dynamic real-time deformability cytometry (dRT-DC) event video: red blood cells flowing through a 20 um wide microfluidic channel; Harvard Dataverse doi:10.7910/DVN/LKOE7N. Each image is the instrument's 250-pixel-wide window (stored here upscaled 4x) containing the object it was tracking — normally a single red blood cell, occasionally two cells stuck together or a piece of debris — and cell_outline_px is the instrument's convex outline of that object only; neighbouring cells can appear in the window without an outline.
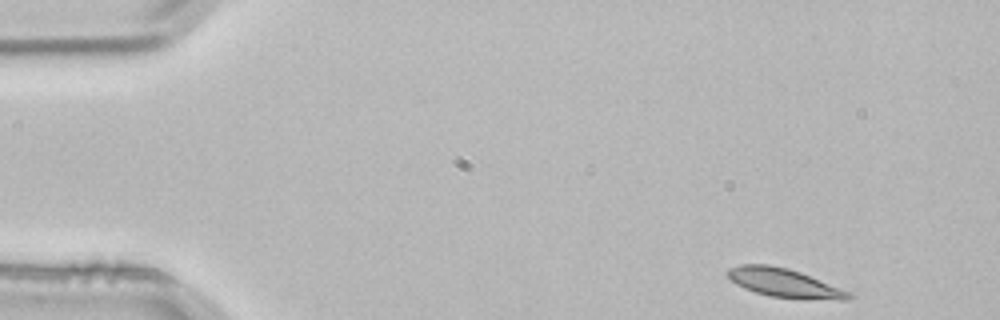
{"species": "common noctule bat (a hibernating species)", "species_latin": "Nyctalus noctula", "temperature_condition": "room temperature", "stored_images_in_passage": 4, "camera_frame_rate_fps": 3000, "um_per_image_px": 0.085, "animal": {"sex": "male", "body_mass_g": 21.5, "forearm_length_mm": 52.0}, "frame": {"image": 1, "passage_image": 4, "time_ms": 1.0, "image_size_px": [1000, 320], "cell_outline_px": [[852, 296], [848, 300], [804, 300], [768, 296], [744, 288], [736, 284], [724, 272], [728, 268], [740, 264], [768, 264], [788, 268], [800, 272], [852, 292]], "centroid_in_image_um": [66.68, 24.06], "position_along_channel_um": 18.3, "area_um2": 20.69}}